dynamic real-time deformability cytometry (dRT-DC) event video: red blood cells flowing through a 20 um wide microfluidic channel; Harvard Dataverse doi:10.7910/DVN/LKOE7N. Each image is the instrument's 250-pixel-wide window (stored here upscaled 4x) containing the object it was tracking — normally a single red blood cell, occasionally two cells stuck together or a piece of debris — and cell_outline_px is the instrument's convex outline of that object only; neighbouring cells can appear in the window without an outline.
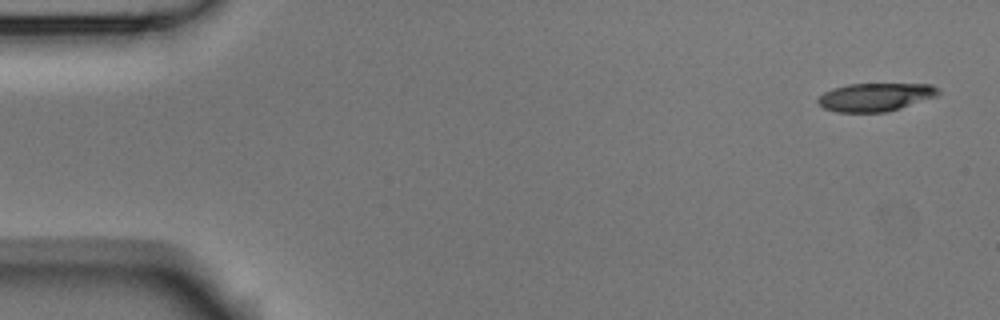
{"species": "Egyptian fruit bat (a non-hibernating species)", "species_latin": "Rousettus aegyptiacus", "temperature_condition": "room temperature", "stored_images_in_passage": 4, "camera_frame_rate_fps": 3000, "um_per_image_px": 0.085, "animal": {"sex": "male"}, "frame": {"image": 1, "passage_image": 1, "time_ms": 0.0, "image_size_px": [1000, 320], "cell_outline_px": [[940, 92], [936, 96], [888, 112], [836, 112], [824, 108], [816, 104], [816, 100], [824, 92], [832, 88], [848, 84], [932, 84]], "centroid_in_image_um": [74.35, 8.25], "position_along_channel_um": 10.7, "area_um2": 19.77}}
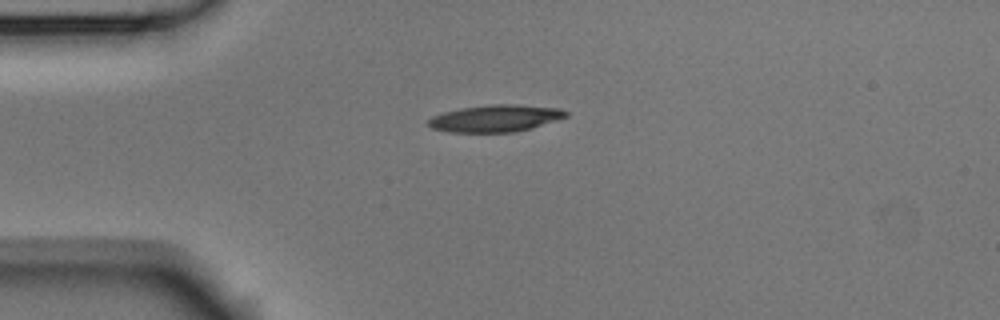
{"frame": {"image": 2, "passage_image": 4, "time_ms": 1.0, "image_size_px": [1000, 320], "cell_outline_px": [[568, 116], [532, 128], [516, 132], [448, 132], [432, 128], [428, 124], [428, 120], [432, 116], [444, 112], [460, 108], [492, 104], [516, 104], [560, 108], [568, 112]], "centroid_in_image_um": [42.12, 10.05], "position_along_channel_um": 42.9, "area_um2": 21.68}}